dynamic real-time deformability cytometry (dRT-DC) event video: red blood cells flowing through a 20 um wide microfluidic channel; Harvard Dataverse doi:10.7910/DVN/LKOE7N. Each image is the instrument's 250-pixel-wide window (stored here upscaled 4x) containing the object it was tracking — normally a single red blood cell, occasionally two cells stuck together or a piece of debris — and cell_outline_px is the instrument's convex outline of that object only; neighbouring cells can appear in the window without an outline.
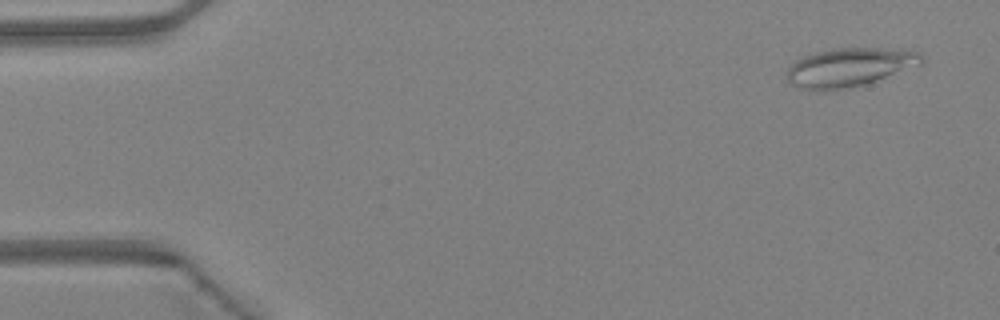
{"species": "Egyptian fruit bat (a non-hibernating species)", "species_latin": "Rousettus aegyptiacus", "temperature_condition": "warm", "stored_images_in_passage": 18, "camera_frame_rate_fps": 3000, "um_per_image_px": 0.085, "animal": {"sex": "female"}, "frame": {"image": 1, "passage_image": 3, "time_ms": 0.667, "image_size_px": [1000, 320], "cell_outline_px": [[924, 60], [920, 64], [876, 80], [852, 88], [828, 92], [812, 92], [800, 88], [792, 84], [788, 80], [788, 68], [796, 60], [804, 56], [816, 52], [836, 48], [908, 48], [920, 52]], "centroid_in_image_um": [72.2, 5.73], "position_along_channel_um": 12.8, "area_um2": 30.75}}